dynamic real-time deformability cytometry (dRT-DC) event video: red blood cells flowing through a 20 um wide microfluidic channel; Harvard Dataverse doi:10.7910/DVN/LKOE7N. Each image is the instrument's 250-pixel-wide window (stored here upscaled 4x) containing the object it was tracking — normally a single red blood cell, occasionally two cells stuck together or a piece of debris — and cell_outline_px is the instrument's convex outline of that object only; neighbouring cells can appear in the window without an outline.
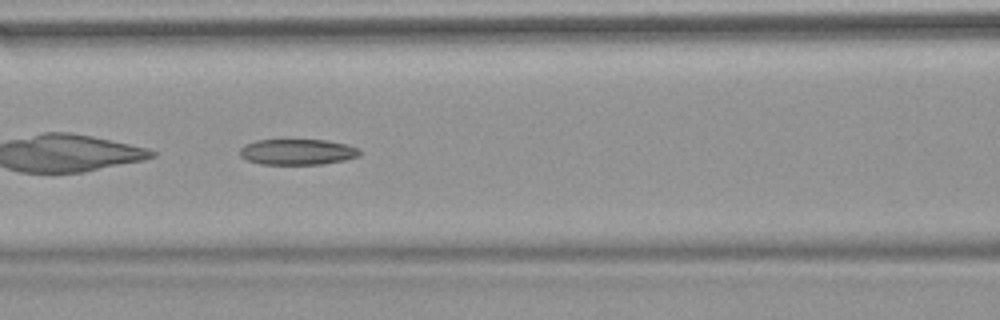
{"species": "common noctule bat (a hibernating species)", "species_latin": "Nyctalus noctula", "temperature_condition": "warm", "stored_images_in_passage": 34, "camera_frame_rate_fps": 3000, "um_per_image_px": 0.085, "animal": {"sex": "female", "body_mass_g": 18.4}, "frame": {"image": 1, "passage_image": 6, "time_ms": 1.667, "image_size_px": [1000, 320], "cell_outline_px": [[360, 156], [344, 160], [320, 164], [260, 164], [248, 160], [240, 156], [240, 148], [244, 144], [256, 140], [328, 140], [360, 148]], "centroid_in_image_um": [25.27, 12.91], "position_along_channel_um": 141.3, "area_um2": 17.98}}
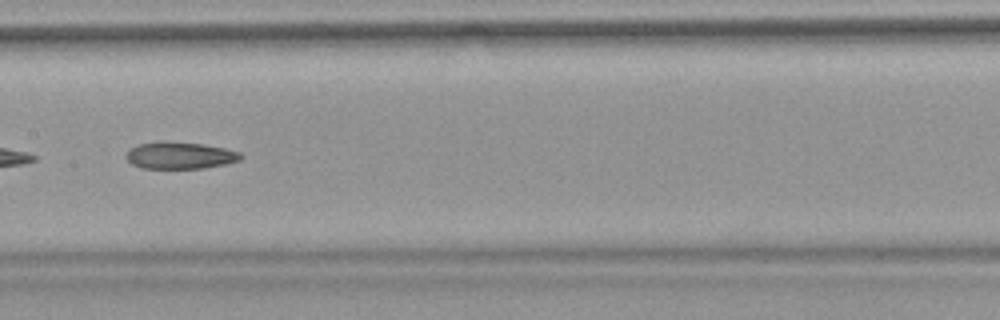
{"frame": {"image": 2, "passage_image": 10, "time_ms": 3.0, "image_size_px": [1000, 320], "cell_outline_px": [[244, 156], [240, 160], [224, 164], [204, 168], [144, 168], [132, 164], [124, 156], [128, 148], [136, 144], [160, 140], [164, 140], [204, 144], [224, 148], [240, 152]], "centroid_in_image_um": [15.25, 13.18], "position_along_channel_um": 192.1, "area_um2": 18.32}}